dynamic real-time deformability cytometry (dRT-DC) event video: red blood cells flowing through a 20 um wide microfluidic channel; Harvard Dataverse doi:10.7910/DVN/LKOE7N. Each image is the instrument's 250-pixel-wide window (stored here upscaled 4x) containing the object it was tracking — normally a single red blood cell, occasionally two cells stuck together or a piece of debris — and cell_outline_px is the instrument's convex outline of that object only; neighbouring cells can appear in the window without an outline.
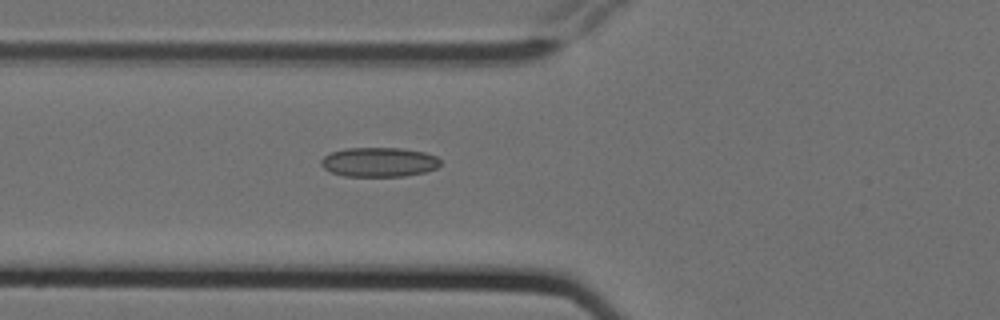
{"species": "Egyptian fruit bat (a non-hibernating species)", "species_latin": "Rousettus aegyptiacus", "temperature_condition": "cold", "stored_images_in_passage": 2, "camera_frame_rate_fps": 3000, "um_per_image_px": 0.085, "animal": {"sex": "female"}, "frame": {"image": 1, "passage_image": 2, "time_ms": 0.333, "image_size_px": [1000, 320], "cell_outline_px": [[440, 164], [436, 168], [424, 172], [404, 176], [344, 176], [332, 172], [324, 168], [320, 164], [320, 160], [324, 156], [332, 152], [344, 148], [404, 148], [424, 152], [436, 156], [440, 160]], "centroid_in_image_um": [32.21, 13.77], "position_along_channel_um": 93.6, "area_um2": 20.46}}